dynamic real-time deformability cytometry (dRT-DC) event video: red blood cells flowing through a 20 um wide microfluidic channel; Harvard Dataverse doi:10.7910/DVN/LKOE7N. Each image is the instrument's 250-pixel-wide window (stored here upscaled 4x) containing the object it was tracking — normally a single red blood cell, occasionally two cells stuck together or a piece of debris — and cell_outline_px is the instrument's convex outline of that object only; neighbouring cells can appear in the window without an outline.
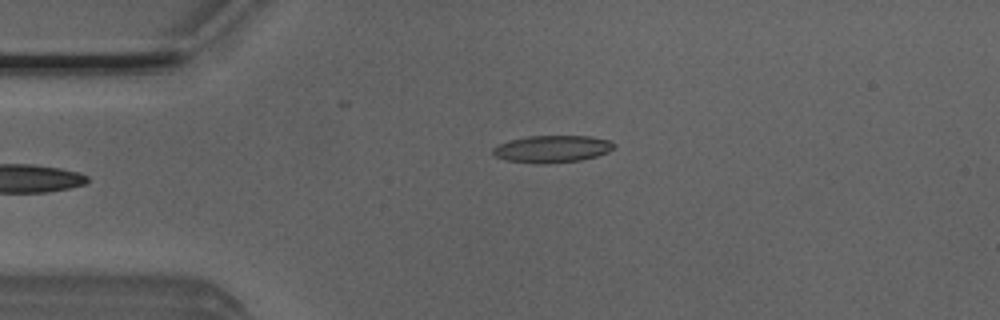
{"species": "Egyptian fruit bat (a non-hibernating species)", "species_latin": "Rousettus aegyptiacus", "temperature_condition": "room temperature", "stored_images_in_passage": 36, "camera_frame_rate_fps": 3000, "um_per_image_px": 0.085, "animal": {"sex": "male"}, "frame": {"image": 1, "passage_image": 1, "time_ms": 0.0, "image_size_px": [1000, 320], "cell_outline_px": [[616, 144], [608, 152], [596, 156], [580, 160], [548, 164], [540, 164], [504, 160], [496, 156], [492, 152], [492, 148], [500, 144], [512, 140], [528, 136], [592, 136], [608, 140]], "centroid_in_image_um": [46.93, 12.67], "position_along_channel_um": 38.1, "area_um2": 19.07}}
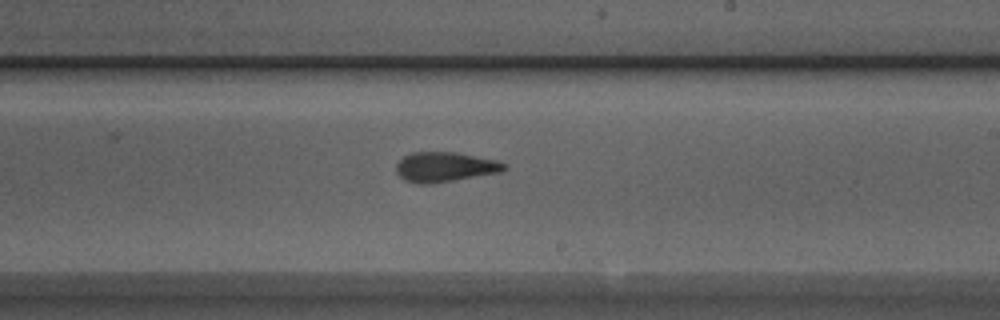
{"frame": {"image": 2, "passage_image": 19, "time_ms": 6.0, "image_size_px": [1000, 320], "cell_outline_px": [[508, 168], [500, 172], [432, 184], [420, 184], [404, 180], [396, 172], [396, 164], [404, 156], [412, 152], [456, 152], [496, 160], [504, 164]], "centroid_in_image_um": [37.79, 14.19], "position_along_channel_um": 251.2, "area_um2": 18.73}}
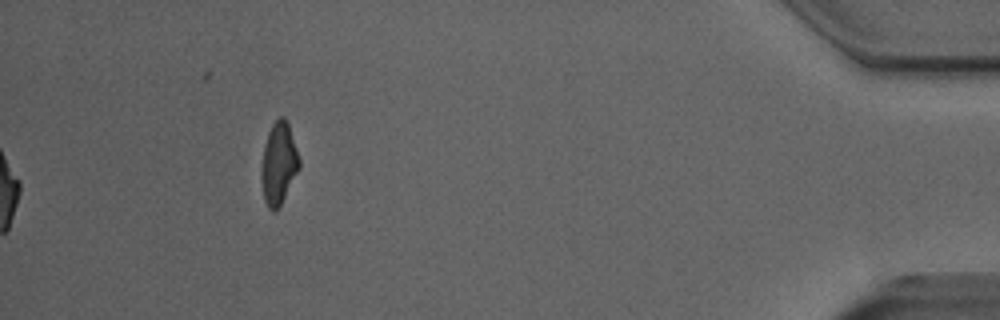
{"frame": {"image": 3, "passage_image": 36, "time_ms": 11.667, "image_size_px": [1000, 320], "cell_outline_px": [[300, 168], [280, 204], [272, 212], [268, 208], [264, 200], [260, 172], [264, 144], [268, 132], [272, 124], [280, 116], [284, 116], [288, 124], [300, 160]], "centroid_in_image_um": [23.67, 13.88], "position_along_channel_um": 411.5, "area_um2": 17.92}, "authors_computed_cell_mechanics": {"area_um2": 19.0162, "velocity_mm_per_s": 4.0112, "shape_relaxation_time_tau1_ms": 6.7893, "shape_relaxation_time_tau2_ms": 2.3666, "deformation_change_tau1": 0.2125, "deformation_change_tau2": 0.1212}}